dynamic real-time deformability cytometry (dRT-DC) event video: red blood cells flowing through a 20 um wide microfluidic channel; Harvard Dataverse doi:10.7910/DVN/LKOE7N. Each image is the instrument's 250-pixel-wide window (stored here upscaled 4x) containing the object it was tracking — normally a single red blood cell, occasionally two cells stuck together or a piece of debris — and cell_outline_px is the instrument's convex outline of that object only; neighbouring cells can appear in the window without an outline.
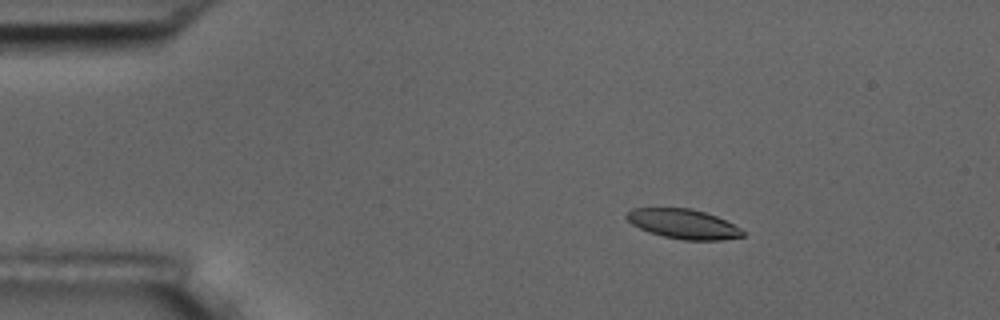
{"species": "common noctule bat (a hibernating species)", "species_latin": "Nyctalus noctula", "temperature_condition": "room temperature", "stored_images_in_passage": 48, "camera_frame_rate_fps": 3000, "um_per_image_px": 0.085, "animal": {"sex": "male", "body_mass_g": 17.5, "forearm_length_mm": 52.3}, "frame": {"image": 1, "passage_image": 2, "time_ms": 0.333, "image_size_px": [1000, 320], "cell_outline_px": [[744, 236], [720, 240], [684, 240], [664, 236], [648, 232], [632, 224], [624, 216], [632, 208], [692, 208], [716, 216], [740, 228], [744, 232]], "centroid_in_image_um": [58.06, 19.03], "position_along_channel_um": 26.9, "area_um2": 19.88}}
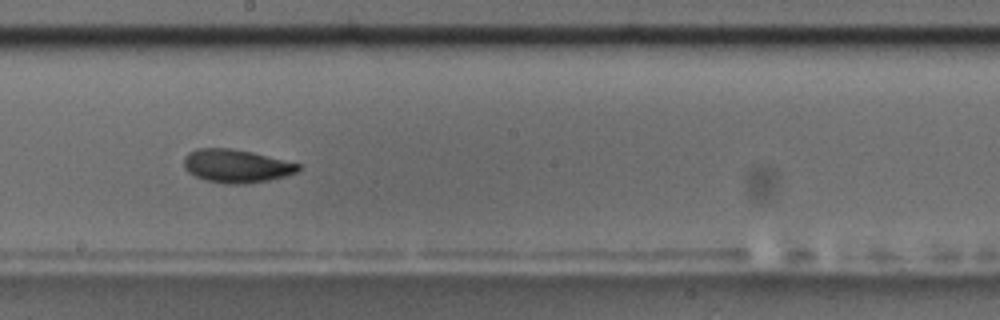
{"frame": {"image": 2, "passage_image": 24, "time_ms": 7.667, "image_size_px": [1000, 320], "cell_outline_px": [[300, 168], [296, 172], [284, 176], [268, 180], [244, 184], [224, 184], [204, 180], [188, 172], [184, 168], [184, 156], [188, 152], [196, 148], [228, 148], [252, 152], [300, 164]], "centroid_in_image_um": [20.04, 14.11], "position_along_channel_um": 228.2, "area_um2": 22.14}}
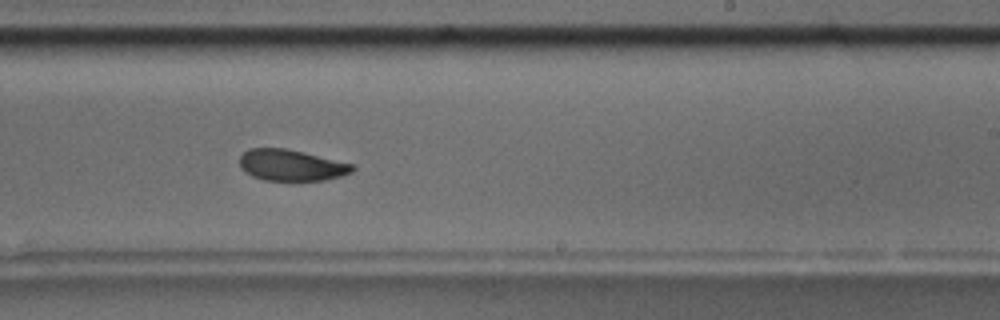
{"frame": {"image": 3, "passage_image": 27, "time_ms": 8.667, "image_size_px": [1000, 320], "cell_outline_px": [[356, 168], [352, 172], [340, 176], [324, 180], [264, 180], [252, 176], [244, 172], [240, 168], [240, 156], [248, 148], [284, 148], [304, 152], [352, 164]], "centroid_in_image_um": [24.72, 14.04], "position_along_channel_um": 264.3, "area_um2": 20.46}, "authors_computed_cell_mechanics": {"area_um2": 21.7328, "velocity_mm_per_s": 3.6204, "shape_relaxation_time_tau1_ms": 5.9155, "shape_relaxation_time_tau2_ms": 3.4041, "deformation_change_tau1": 0.1526, "deformation_change_tau2": 0.0806}}